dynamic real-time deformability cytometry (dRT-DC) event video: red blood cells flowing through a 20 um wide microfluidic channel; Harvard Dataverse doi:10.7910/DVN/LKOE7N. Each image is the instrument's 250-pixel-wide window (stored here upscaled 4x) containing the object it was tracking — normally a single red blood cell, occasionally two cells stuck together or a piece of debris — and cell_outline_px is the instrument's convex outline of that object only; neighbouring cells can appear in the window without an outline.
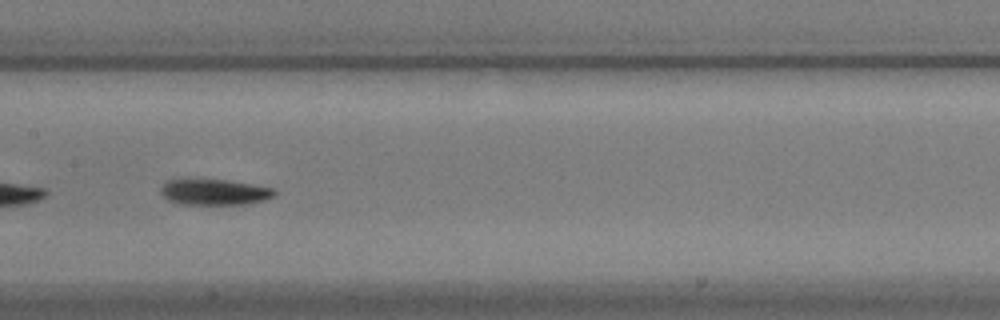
{"species": "common noctule bat (a hibernating species)", "species_latin": "Nyctalus noctula", "temperature_condition": "warm", "stored_images_in_passage": 55, "segment_of_instrument_passage": [2, 2], "camera_frame_rate_fps": 3000, "um_per_image_px": 0.085, "animal": {"sex": "male", "body_mass_g": 17.9}, "frame": {"image": 1, "passage_image": 26, "time_ms": 8.333, "image_size_px": [1000, 320], "cell_outline_px": [[276, 192], [272, 196], [264, 200], [244, 204], [180, 204], [168, 200], [160, 192], [160, 188], [168, 180], [224, 180], [252, 184], [272, 188]], "centroid_in_image_um": [18.2, 16.33], "position_along_channel_um": 189.2, "area_um2": 16.76}}
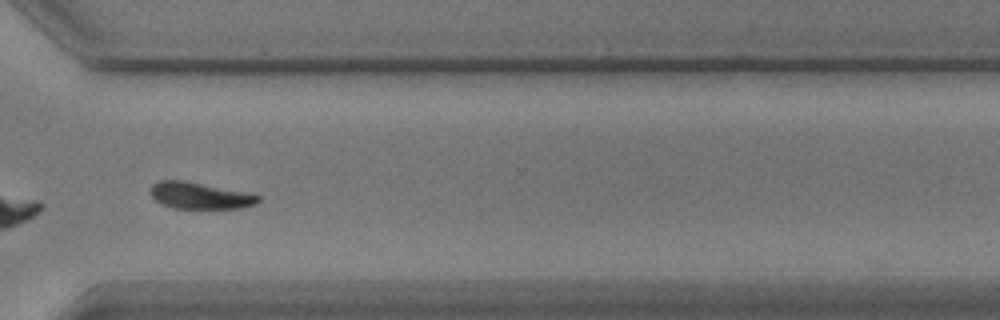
{"frame": {"image": 2, "passage_image": 40, "time_ms": 13.0, "image_size_px": [1000, 320], "cell_outline_px": [[260, 200], [256, 204], [240, 208], [172, 208], [160, 204], [152, 196], [152, 184], [160, 180], [184, 180], [244, 192], [260, 196]], "centroid_in_image_um": [16.97, 16.63], "position_along_channel_um": 353.6, "area_um2": 16.47}}
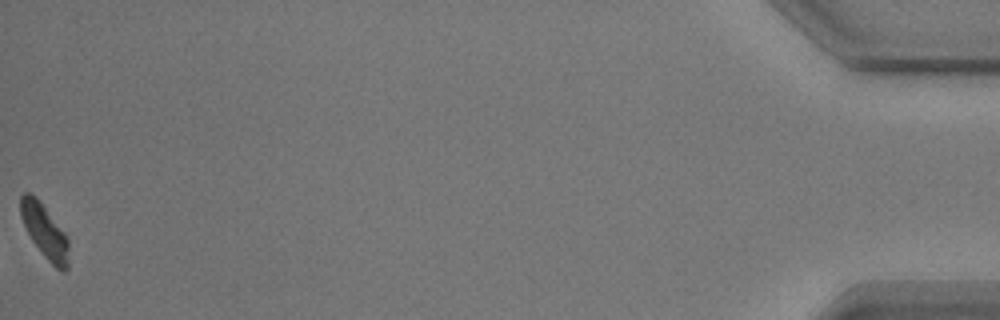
{"frame": {"image": 3, "passage_image": 55, "time_ms": 18.0, "image_size_px": [1000, 320], "cell_outline_px": [[68, 268], [64, 272], [56, 268], [44, 256], [32, 240], [20, 216], [20, 196], [24, 192], [28, 192], [36, 196], [40, 200], [64, 232], [68, 240]], "centroid_in_image_um": [3.79, 19.63], "position_along_channel_um": 431.4, "area_um2": 15.03}}